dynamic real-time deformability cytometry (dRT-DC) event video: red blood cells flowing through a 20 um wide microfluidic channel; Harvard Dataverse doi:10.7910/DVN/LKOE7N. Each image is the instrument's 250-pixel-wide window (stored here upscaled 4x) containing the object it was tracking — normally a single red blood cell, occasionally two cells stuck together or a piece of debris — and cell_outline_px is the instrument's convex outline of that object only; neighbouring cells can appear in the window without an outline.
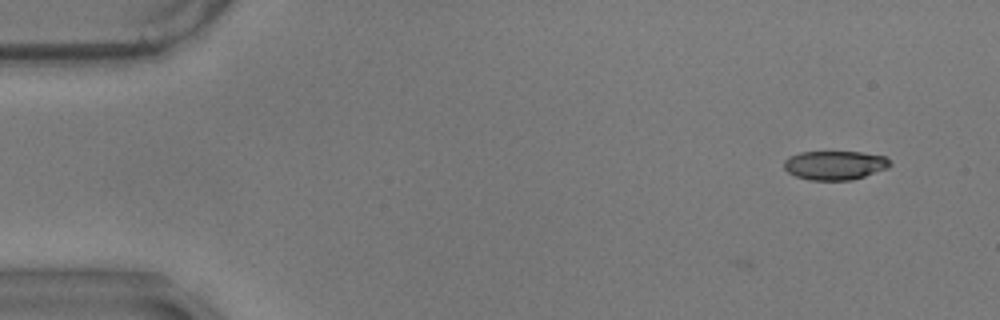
{"species": "common noctule bat (a hibernating species)", "species_latin": "Nyctalus noctula", "temperature_condition": "warm", "stored_images_in_passage": 51, "camera_frame_rate_fps": 3000, "um_per_image_px": 0.085, "animal": {"sex": "male", "body_mass_g": 17.9}, "frame": {"image": 1, "passage_image": 1, "time_ms": 0.0, "image_size_px": [1000, 320], "cell_outline_px": [[892, 164], [888, 168], [852, 180], [808, 180], [796, 176], [788, 172], [784, 168], [784, 160], [788, 156], [800, 152], [860, 152], [884, 156]], "centroid_in_image_um": [70.93, 14.04], "position_along_channel_um": 14.1, "area_um2": 17.92}}
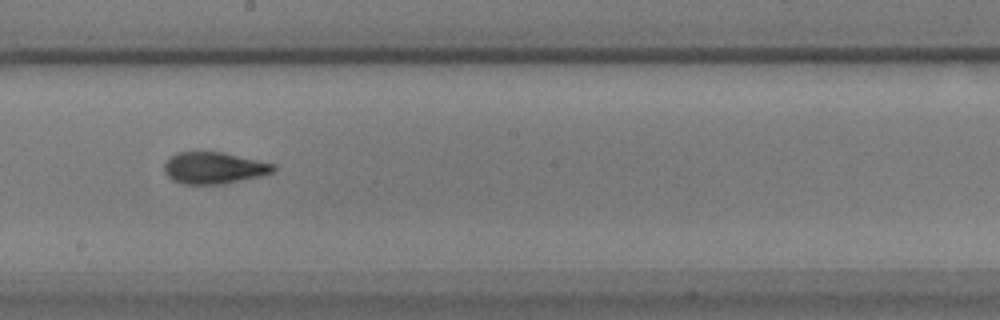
{"frame": {"image": 2, "passage_image": 29, "time_ms": 9.333, "image_size_px": [1000, 320], "cell_outline_px": [[276, 168], [272, 172], [260, 176], [224, 184], [184, 184], [172, 180], [164, 172], [164, 164], [176, 152], [224, 152], [276, 164]], "centroid_in_image_um": [18.2, 14.27], "position_along_channel_um": 230.0, "area_um2": 20.17}}
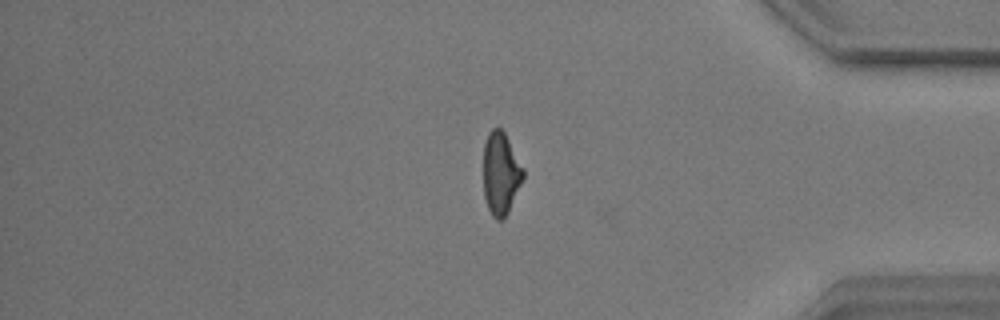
{"frame": {"image": 3, "passage_image": 45, "time_ms": 14.667, "image_size_px": [1000, 320], "cell_outline_px": [[524, 176], [508, 212], [504, 220], [496, 220], [492, 216], [488, 208], [484, 196], [484, 144], [488, 132], [492, 128], [500, 128], [504, 132], [524, 168]], "centroid_in_image_um": [42.56, 14.75], "position_along_channel_um": 392.6, "area_um2": 19.07}, "authors_computed_cell_mechanics": {"area_um2": 19.5942, "velocity_mm_per_s": 3.5117, "shape_relaxation_time_tau1_ms": 8.1675, "shape_relaxation_time_tau2_ms": 1.7469, "deformation_change_tau1": 0.2236, "deformation_change_tau2": 0.0877}}